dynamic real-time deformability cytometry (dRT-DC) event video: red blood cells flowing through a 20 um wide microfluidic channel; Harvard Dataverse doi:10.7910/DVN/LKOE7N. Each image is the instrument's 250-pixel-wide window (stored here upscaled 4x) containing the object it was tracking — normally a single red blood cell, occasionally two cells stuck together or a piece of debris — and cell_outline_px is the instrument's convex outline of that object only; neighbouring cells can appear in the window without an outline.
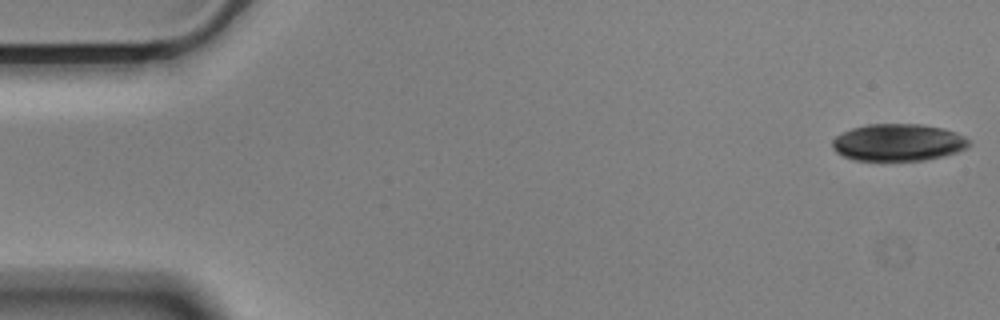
{"species": "Egyptian fruit bat (a non-hibernating species)", "species_latin": "Rousettus aegyptiacus", "temperature_condition": "cold", "stored_images_in_passage": 16, "camera_frame_rate_fps": 3000, "um_per_image_px": 0.085, "animal": {"sex": "male"}, "frame": {"image": 1, "passage_image": 1, "time_ms": 0.0, "image_size_px": [1000, 320], "cell_outline_px": [[972, 144], [968, 148], [944, 156], [924, 160], [852, 160], [836, 152], [832, 148], [832, 140], [836, 136], [852, 128], [868, 124], [920, 124], [940, 128], [956, 132], [964, 136]], "centroid_in_image_um": [76.35, 12.11], "position_along_channel_um": 8.7, "area_um2": 29.54}}
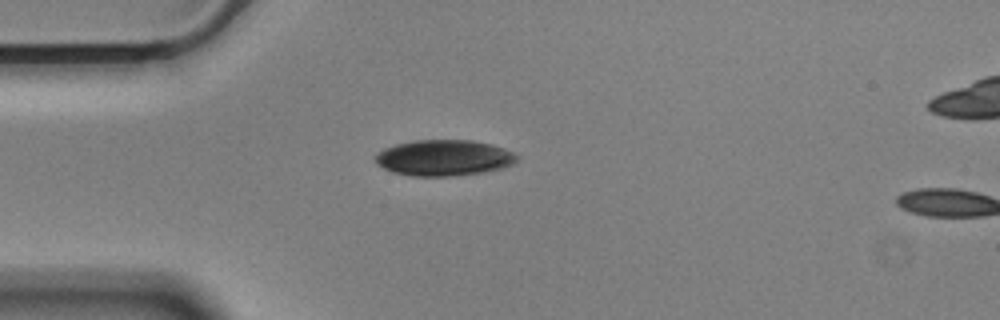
{"frame": {"image": 2, "passage_image": 14, "time_ms": 4.333, "image_size_px": [1000, 320], "cell_outline_px": [[520, 156], [512, 164], [500, 168], [484, 172], [448, 176], [412, 176], [392, 172], [376, 164], [372, 156], [384, 148], [396, 144], [412, 140], [472, 140], [492, 144], [504, 148]], "centroid_in_image_um": [37.69, 13.41], "position_along_channel_um": 47.3, "area_um2": 29.82}}